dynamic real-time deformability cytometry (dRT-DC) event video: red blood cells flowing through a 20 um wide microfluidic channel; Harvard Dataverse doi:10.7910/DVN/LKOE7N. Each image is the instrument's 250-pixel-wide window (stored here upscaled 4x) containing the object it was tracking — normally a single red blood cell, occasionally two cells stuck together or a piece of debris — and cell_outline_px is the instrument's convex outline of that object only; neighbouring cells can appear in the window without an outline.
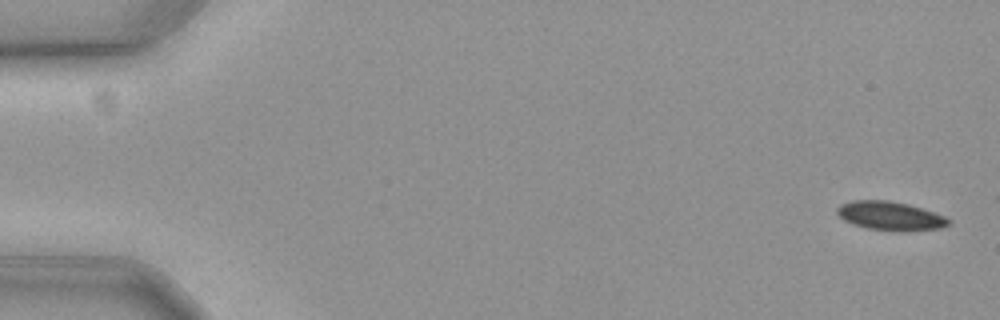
{"species": "common noctule bat (a hibernating species)", "species_latin": "Nyctalus noctula", "temperature_condition": "cold", "stored_images_in_passage": 7, "camera_frame_rate_fps": 3000, "um_per_image_px": 0.085, "animal": {"sex": "female", "body_mass_g": 19.3, "forearm_length_mm": 54.1}, "frame": {"image": 1, "passage_image": 1, "time_ms": 0.0, "image_size_px": [1000, 320], "cell_outline_px": [[952, 220], [948, 224], [940, 228], [868, 228], [844, 220], [836, 212], [836, 208], [840, 204], [852, 200], [888, 200], [908, 204], [944, 216]], "centroid_in_image_um": [75.59, 18.28], "position_along_channel_um": 9.4, "area_um2": 17.51}}